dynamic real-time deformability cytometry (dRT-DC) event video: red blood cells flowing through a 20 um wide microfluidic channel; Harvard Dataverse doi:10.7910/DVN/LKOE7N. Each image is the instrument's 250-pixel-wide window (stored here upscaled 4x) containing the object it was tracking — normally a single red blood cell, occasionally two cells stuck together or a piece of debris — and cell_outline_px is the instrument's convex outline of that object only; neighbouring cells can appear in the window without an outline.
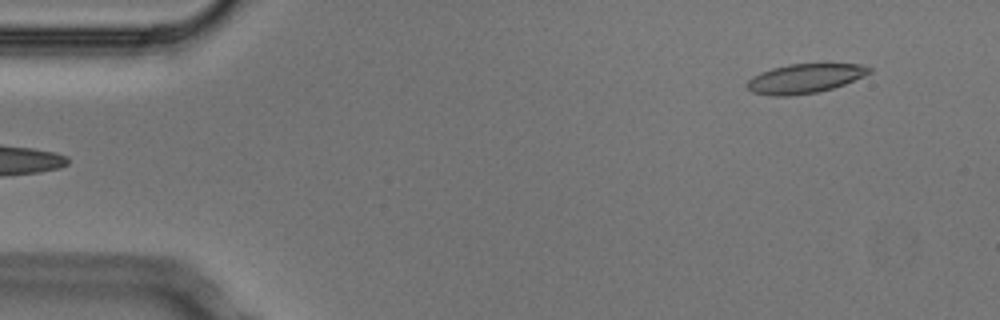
{"species": "Egyptian fruit bat (a non-hibernating species)", "species_latin": "Rousettus aegyptiacus", "temperature_condition": "cold", "stored_images_in_passage": 5, "camera_frame_rate_fps": 3000, "um_per_image_px": 0.085, "animal": {"sex": "male"}, "frame": {"image": 1, "passage_image": 5, "time_ms": 1.333, "image_size_px": [1000, 320], "cell_outline_px": [[872, 72], [864, 76], [844, 84], [832, 88], [816, 92], [788, 96], [772, 96], [752, 92], [744, 84], [752, 76], [760, 72], [772, 68], [788, 64], [860, 64], [872, 68]], "centroid_in_image_um": [68.37, 6.67], "position_along_channel_um": 16.6, "area_um2": 20.87}}